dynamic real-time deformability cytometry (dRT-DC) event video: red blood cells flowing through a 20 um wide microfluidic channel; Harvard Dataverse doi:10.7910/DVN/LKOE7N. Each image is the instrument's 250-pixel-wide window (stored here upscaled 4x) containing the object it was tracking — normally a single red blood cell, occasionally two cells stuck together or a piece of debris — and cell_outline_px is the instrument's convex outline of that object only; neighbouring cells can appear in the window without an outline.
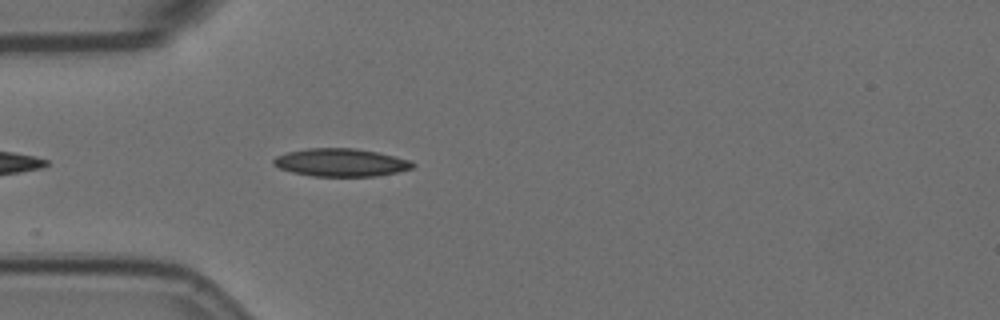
{"species": "Egyptian fruit bat (a non-hibernating species)", "species_latin": "Rousettus aegyptiacus", "temperature_condition": "room temperature", "stored_images_in_passage": 2, "camera_frame_rate_fps": 3000, "um_per_image_px": 0.085, "animal": {"sex": "female"}, "frame": {"image": 1, "passage_image": 2, "time_ms": 1.333, "image_size_px": [1000, 320], "cell_outline_px": [[416, 164], [412, 168], [396, 172], [376, 176], [312, 176], [292, 172], [280, 168], [272, 164], [272, 160], [276, 156], [288, 152], [308, 148], [356, 148], [396, 156], [412, 160]], "centroid_in_image_um": [28.98, 13.81], "position_along_channel_um": 56.0, "area_um2": 22.66}}